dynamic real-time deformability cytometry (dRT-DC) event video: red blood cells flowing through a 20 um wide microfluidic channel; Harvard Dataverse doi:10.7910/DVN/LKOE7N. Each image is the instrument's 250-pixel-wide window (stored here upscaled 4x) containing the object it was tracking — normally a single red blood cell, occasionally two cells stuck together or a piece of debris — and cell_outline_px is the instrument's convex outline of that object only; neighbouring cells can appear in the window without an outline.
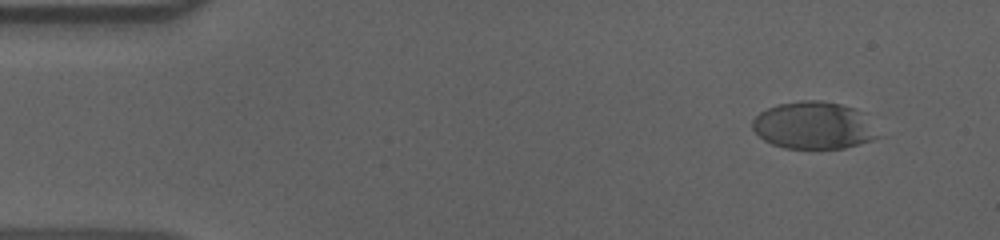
{"species": "human", "species_latin": "Homo sapiens", "temperature_condition": "cold", "stored_images_in_passage": 53, "camera_frame_rate_fps": 3000, "um_per_image_px": 0.085, "donor": {"sex": "male"}, "frame": {"image": 1, "passage_image": 1, "time_ms": 0.0, "image_size_px": [1000, 240], "cell_outline_px": [[884, 136], [872, 140], [844, 148], [784, 148], [772, 144], [764, 140], [752, 128], [752, 120], [760, 112], [768, 108], [780, 104], [800, 100], [824, 100], [856, 108], [864, 112]], "centroid_in_image_um": [69.24, 10.65], "position_along_channel_um": 15.8, "area_um2": 35.08}}
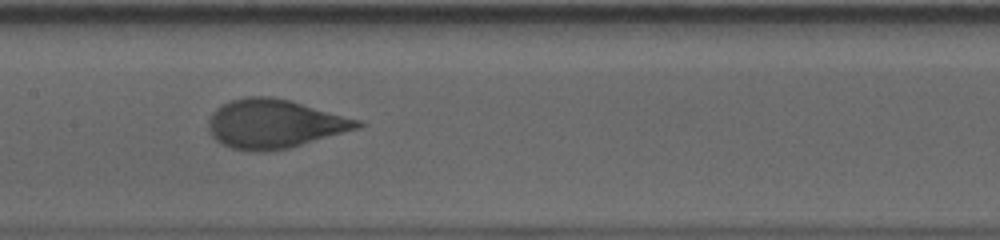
{"frame": {"image": 2, "passage_image": 24, "time_ms": 7.667, "image_size_px": [1000, 240], "cell_outline_px": [[364, 124], [360, 128], [288, 148], [260, 152], [252, 152], [232, 148], [216, 140], [212, 136], [208, 124], [208, 120], [212, 112], [216, 108], [232, 100], [248, 96], [268, 96], [292, 100], [360, 120]], "centroid_in_image_um": [23.33, 10.52], "position_along_channel_um": 184.1, "area_um2": 42.31}}
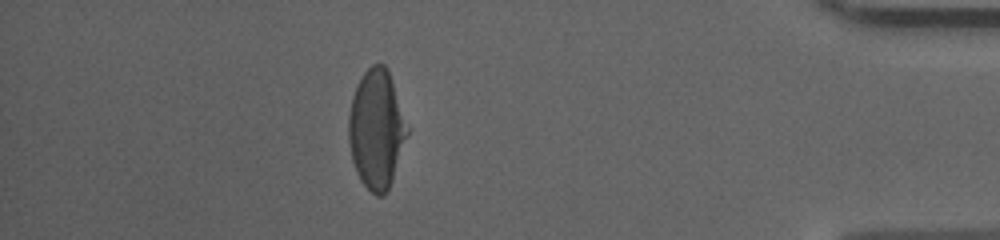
{"frame": {"image": 3, "passage_image": 46, "time_ms": 15.0, "image_size_px": [1000, 240], "cell_outline_px": [[408, 132], [392, 180], [384, 196], [376, 196], [360, 180], [352, 160], [348, 140], [348, 116], [352, 96], [356, 84], [364, 72], [372, 64], [384, 64], [388, 68], [408, 128]], "centroid_in_image_um": [31.97, 10.96], "position_along_channel_um": 403.2, "area_um2": 40.4}, "authors_computed_cell_mechanics": {"area_um2": 41.5582, "velocity_mm_per_s": 3.6068, "shape_relaxation_time_tau1_ms": 5.6322, "shape_relaxation_time_tau2_ms": null, "deformation_change_tau1": 0.2, "deformation_change_tau2": null}}